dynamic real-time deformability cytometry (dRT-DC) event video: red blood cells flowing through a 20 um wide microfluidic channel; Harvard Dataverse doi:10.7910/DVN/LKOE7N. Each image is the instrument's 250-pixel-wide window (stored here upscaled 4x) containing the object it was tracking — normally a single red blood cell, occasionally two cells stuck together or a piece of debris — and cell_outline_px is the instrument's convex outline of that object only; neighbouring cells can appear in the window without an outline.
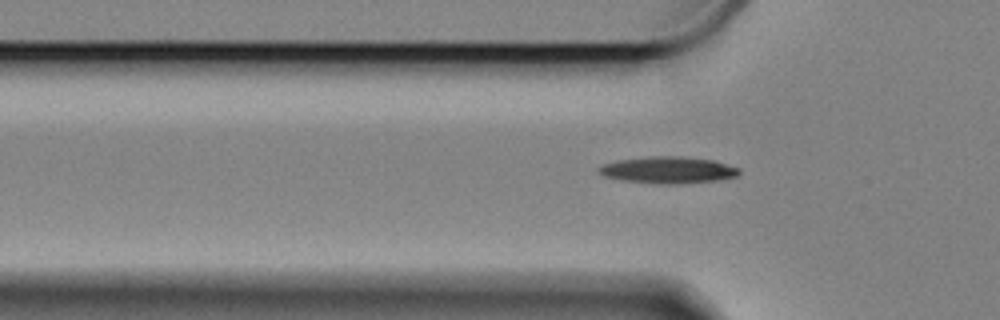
{"species": "Egyptian fruit bat (a non-hibernating species)", "species_latin": "Rousettus aegyptiacus", "temperature_condition": "cold", "stored_images_in_passage": 40, "camera_frame_rate_fps": 3000, "um_per_image_px": 0.085, "animal": {"sex": "female"}, "frame": {"image": 1, "passage_image": 3, "time_ms": 0.667, "image_size_px": [1000, 320], "cell_outline_px": [[740, 172], [736, 176], [716, 180], [680, 184], [656, 184], [624, 180], [604, 176], [596, 172], [596, 168], [604, 164], [616, 160], [652, 156], [680, 156], [712, 160], [740, 168]], "centroid_in_image_um": [56.74, 14.45], "position_along_channel_um": 69.1, "area_um2": 21.85}}
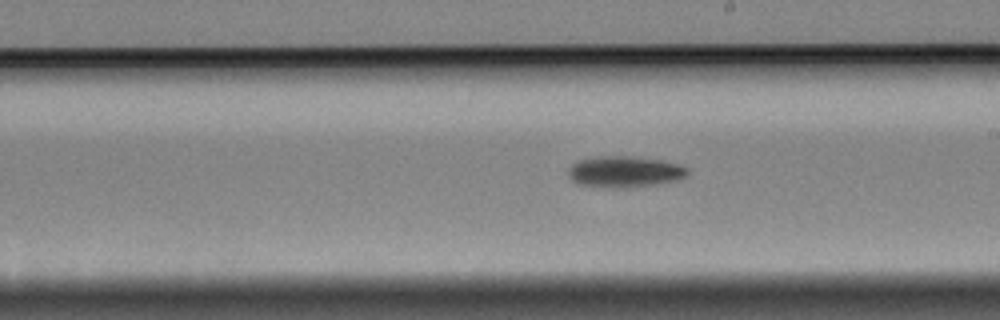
{"frame": {"image": 2, "passage_image": 18, "time_ms": 5.667, "image_size_px": [1000, 320], "cell_outline_px": [[688, 172], [680, 180], [660, 184], [632, 188], [604, 188], [576, 184], [568, 176], [568, 168], [576, 160], [596, 156], [632, 156], [664, 160], [688, 168]], "centroid_in_image_um": [53.06, 14.61], "position_along_channel_um": 235.9, "area_um2": 22.31}}
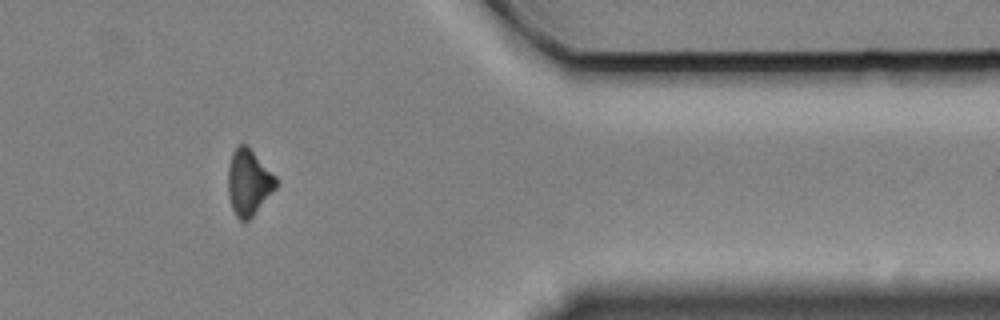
{"frame": {"image": 3, "passage_image": 34, "time_ms": 11.0, "image_size_px": [1000, 320], "cell_outline_px": [[276, 188], [252, 216], [248, 220], [240, 220], [236, 216], [232, 208], [228, 196], [228, 168], [232, 152], [240, 144], [244, 144], [276, 176]], "centroid_in_image_um": [21.11, 15.52], "position_along_channel_um": 390.3, "area_um2": 17.98}}